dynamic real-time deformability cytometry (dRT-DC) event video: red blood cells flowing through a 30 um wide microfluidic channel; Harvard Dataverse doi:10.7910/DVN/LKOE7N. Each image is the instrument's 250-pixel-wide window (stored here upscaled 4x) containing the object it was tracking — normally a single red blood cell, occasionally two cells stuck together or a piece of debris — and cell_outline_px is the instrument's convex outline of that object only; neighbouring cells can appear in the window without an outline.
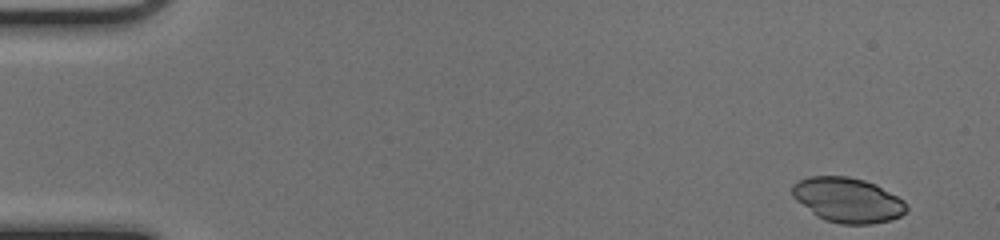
{"species": "common noctule bat (a hibernating species)", "species_latin": "Nyctalus noctula", "temperature_condition": "cold", "stored_images_in_passage": 48, "camera_frame_rate_fps": 3000, "um_per_image_px": 0.085, "animal": {"sex": "female", "body_mass_g": 17.0, "forearm_length_mm": 48.0}, "frame": {"image": 1, "passage_image": 1, "time_ms": 0.0, "image_size_px": [1000, 240], "cell_outline_px": [[908, 208], [900, 216], [892, 220], [868, 224], [840, 224], [824, 220], [816, 216], [796, 200], [792, 196], [792, 184], [796, 180], [808, 176], [848, 176], [864, 180], [876, 184], [904, 200]], "centroid_in_image_um": [72.03, 16.99], "position_along_channel_um": 13.0, "area_um2": 30.06}}
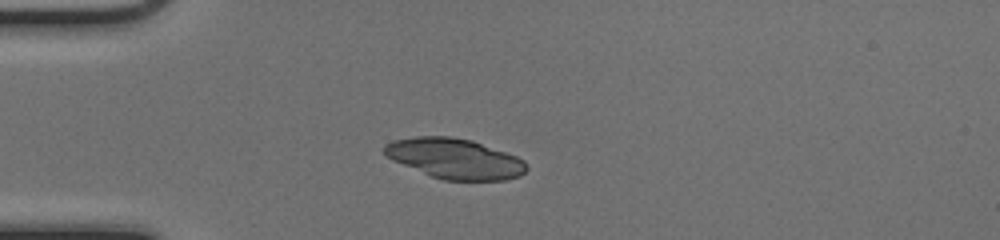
{"frame": {"image": 2, "passage_image": 12, "time_ms": 3.667, "image_size_px": [1000, 240], "cell_outline_px": [[528, 168], [520, 176], [504, 180], [444, 180], [432, 176], [392, 160], [384, 152], [384, 144], [392, 140], [416, 136], [452, 136], [472, 140], [516, 156], [524, 160], [528, 164]], "centroid_in_image_um": [38.67, 13.47], "position_along_channel_um": 46.3, "area_um2": 33.23}}